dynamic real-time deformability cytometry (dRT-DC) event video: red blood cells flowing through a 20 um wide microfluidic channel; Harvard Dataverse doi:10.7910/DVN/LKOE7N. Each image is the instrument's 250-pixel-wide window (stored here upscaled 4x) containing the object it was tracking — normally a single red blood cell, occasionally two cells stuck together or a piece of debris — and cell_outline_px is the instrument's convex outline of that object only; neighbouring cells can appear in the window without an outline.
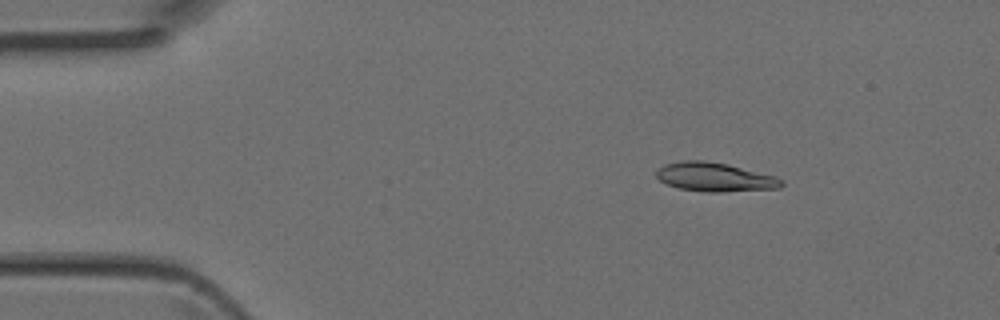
{"species": "Egyptian fruit bat (a non-hibernating species)", "species_latin": "Rousettus aegyptiacus", "temperature_condition": "room temperature", "stored_images_in_passage": 4, "camera_frame_rate_fps": 3000, "um_per_image_px": 0.085, "animal": {"sex": "female"}, "frame": {"image": 1, "passage_image": 2, "time_ms": 0.333, "image_size_px": [1000, 320], "cell_outline_px": [[784, 184], [780, 188], [720, 192], [708, 192], [680, 188], [668, 184], [660, 180], [656, 176], [656, 172], [664, 164], [684, 160], [704, 160], [728, 164], [776, 176], [784, 180]], "centroid_in_image_um": [60.8, 15.04], "position_along_channel_um": 24.2, "area_um2": 21.04}}
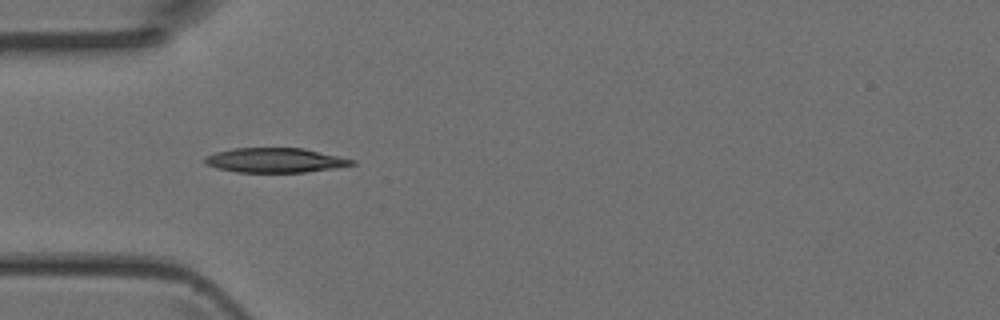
{"frame": {"image": 2, "passage_image": 4, "time_ms": 1.0, "image_size_px": [1000, 320], "cell_outline_px": [[356, 164], [336, 168], [304, 172], [236, 172], [204, 164], [204, 156], [216, 152], [232, 148], [304, 148], [340, 156], [356, 160]], "centroid_in_image_um": [23.41, 13.61], "position_along_channel_um": 61.6, "area_um2": 21.15}}